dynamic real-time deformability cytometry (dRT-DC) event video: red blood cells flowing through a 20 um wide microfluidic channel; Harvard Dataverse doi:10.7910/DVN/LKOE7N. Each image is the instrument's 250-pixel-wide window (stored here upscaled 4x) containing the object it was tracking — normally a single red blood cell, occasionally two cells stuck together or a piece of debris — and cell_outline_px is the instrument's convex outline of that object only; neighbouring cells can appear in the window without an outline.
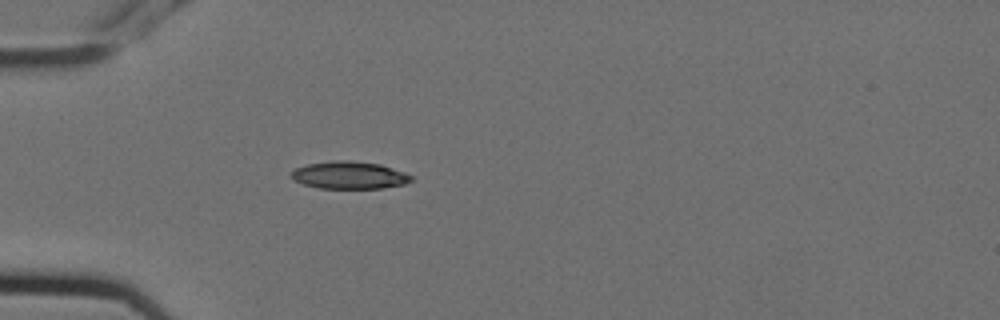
{"species": "Egyptian fruit bat (a non-hibernating species)", "species_latin": "Rousettus aegyptiacus", "temperature_condition": "cold", "stored_images_in_passage": 5, "camera_frame_rate_fps": 3000, "um_per_image_px": 0.085, "animal": {"sex": "female"}, "frame": {"image": 1, "passage_image": 5, "time_ms": 1.333, "image_size_px": [1000, 320], "cell_outline_px": [[412, 180], [404, 184], [384, 188], [320, 188], [304, 184], [292, 180], [288, 176], [296, 168], [308, 164], [332, 160], [348, 160], [380, 164], [404, 172], [412, 176]], "centroid_in_image_um": [29.67, 14.89], "position_along_channel_um": 55.3, "area_um2": 19.19}}